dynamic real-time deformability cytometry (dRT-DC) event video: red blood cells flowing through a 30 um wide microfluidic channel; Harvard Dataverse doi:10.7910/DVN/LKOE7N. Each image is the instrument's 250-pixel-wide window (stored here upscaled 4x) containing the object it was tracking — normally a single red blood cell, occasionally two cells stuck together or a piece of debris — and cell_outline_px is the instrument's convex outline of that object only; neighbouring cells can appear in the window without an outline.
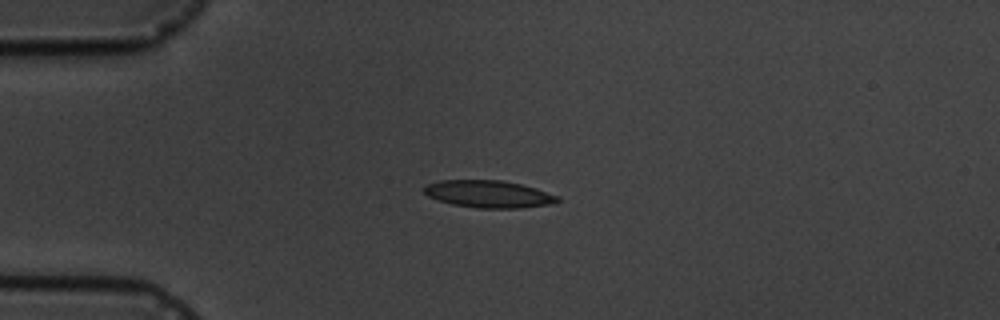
{"species": "common noctule bat (a hibernating species)", "species_latin": "Nyctalus noctula", "temperature_condition": "cold", "stored_images_in_passage": 5, "camera_frame_rate_fps": 3000, "um_per_image_px": 0.085, "animal": {"sex": "male", "body_mass_g": 19.5, "forearm_length_mm": 54.6}, "frame": {"image": 1, "passage_image": 3, "time_ms": 3.0, "image_size_px": [1000, 320], "cell_outline_px": [[560, 200], [556, 204], [520, 208], [476, 208], [452, 204], [436, 200], [428, 196], [424, 192], [424, 188], [428, 184], [440, 180], [504, 180], [536, 188], [560, 196]], "centroid_in_image_um": [41.58, 16.5], "position_along_channel_um": 43.4, "area_um2": 21.44}}
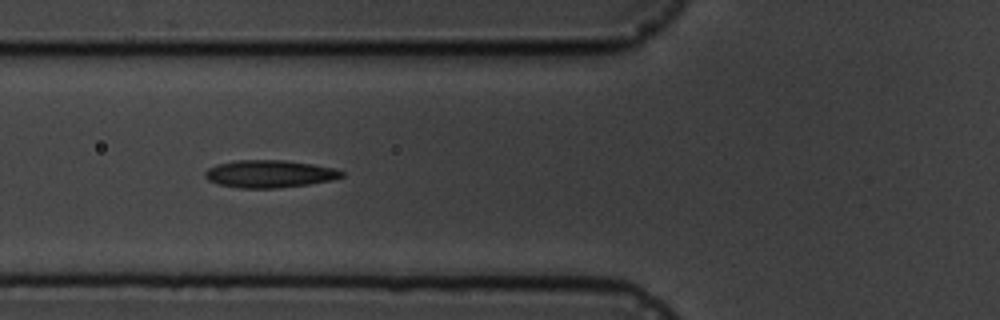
{"frame": {"image": 2, "passage_image": 5, "time_ms": 5.333, "image_size_px": [1000, 320], "cell_outline_px": [[344, 176], [332, 180], [308, 184], [276, 188], [240, 188], [220, 184], [208, 180], [204, 176], [204, 172], [208, 168], [216, 164], [236, 160], [284, 160], [312, 164], [332, 168], [344, 172]], "centroid_in_image_um": [22.88, 14.77], "position_along_channel_um": 102.9, "area_um2": 21.79}}